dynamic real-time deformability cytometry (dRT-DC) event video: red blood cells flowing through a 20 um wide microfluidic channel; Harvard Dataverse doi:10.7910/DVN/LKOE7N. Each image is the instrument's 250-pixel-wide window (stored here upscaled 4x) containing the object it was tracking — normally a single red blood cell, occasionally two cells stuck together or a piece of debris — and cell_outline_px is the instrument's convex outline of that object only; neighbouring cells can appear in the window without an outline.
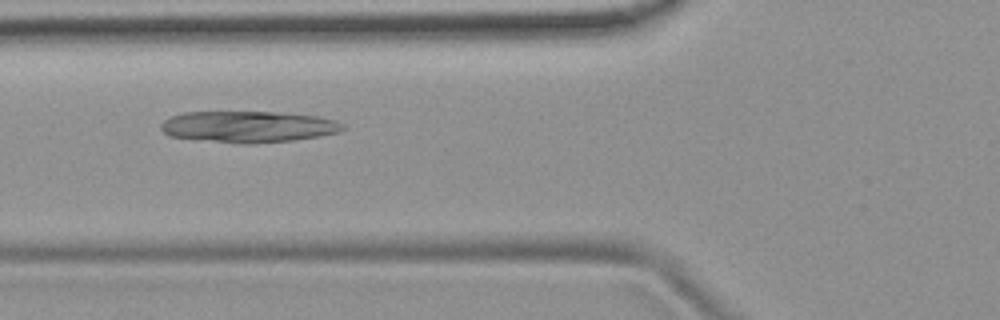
{"species": "common noctule bat (a hibernating species)", "species_latin": "Nyctalus noctula", "temperature_condition": "room temperature", "stored_images_in_passage": 7, "camera_frame_rate_fps": 3000, "um_per_image_px": 0.085, "animal": {"sex": "female", "body_mass_g": 19.9}, "frame": {"image": 1, "passage_image": 5, "time_ms": 5.667, "image_size_px": [1000, 320], "cell_outline_px": [[348, 128], [340, 132], [320, 136], [292, 140], [216, 140], [168, 136], [160, 128], [160, 124], [164, 120], [172, 116], [184, 112], [276, 112], [320, 116], [336, 120], [344, 124]], "centroid_in_image_um": [21.18, 10.71], "position_along_channel_um": 104.6, "area_um2": 31.91}}
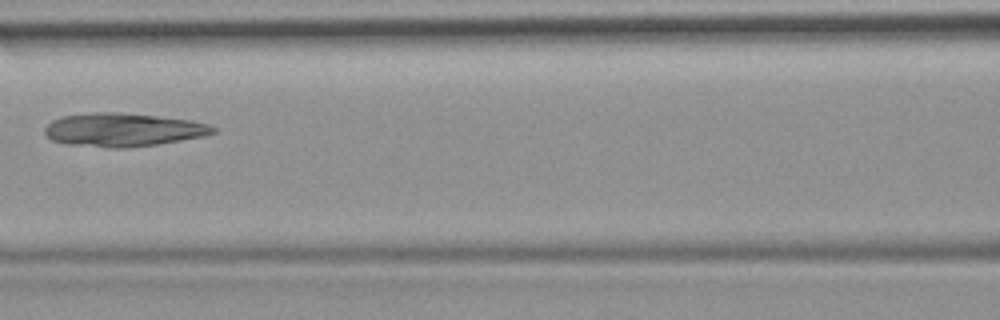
{"frame": {"image": 2, "passage_image": 6, "time_ms": 7.0, "image_size_px": [1000, 320], "cell_outline_px": [[216, 132], [204, 136], [156, 144], [124, 148], [108, 148], [64, 144], [52, 140], [44, 132], [44, 128], [52, 120], [60, 116], [92, 112], [116, 112], [156, 116], [192, 120], [208, 124], [216, 128]], "centroid_in_image_um": [10.42, 11.03], "position_along_channel_um": 156.2, "area_um2": 32.83}}
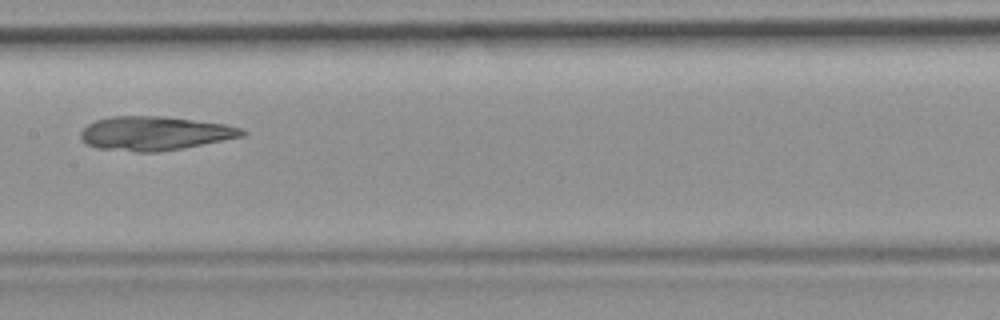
{"frame": {"image": 3, "passage_image": 7, "time_ms": 8.0, "image_size_px": [1000, 320], "cell_outline_px": [[248, 132], [244, 136], [180, 148], [156, 152], [136, 152], [96, 148], [80, 140], [80, 132], [88, 124], [96, 120], [112, 116], [164, 116], [224, 124], [240, 128]], "centroid_in_image_um": [13.1, 11.33], "position_along_channel_um": 194.3, "area_um2": 31.73}}